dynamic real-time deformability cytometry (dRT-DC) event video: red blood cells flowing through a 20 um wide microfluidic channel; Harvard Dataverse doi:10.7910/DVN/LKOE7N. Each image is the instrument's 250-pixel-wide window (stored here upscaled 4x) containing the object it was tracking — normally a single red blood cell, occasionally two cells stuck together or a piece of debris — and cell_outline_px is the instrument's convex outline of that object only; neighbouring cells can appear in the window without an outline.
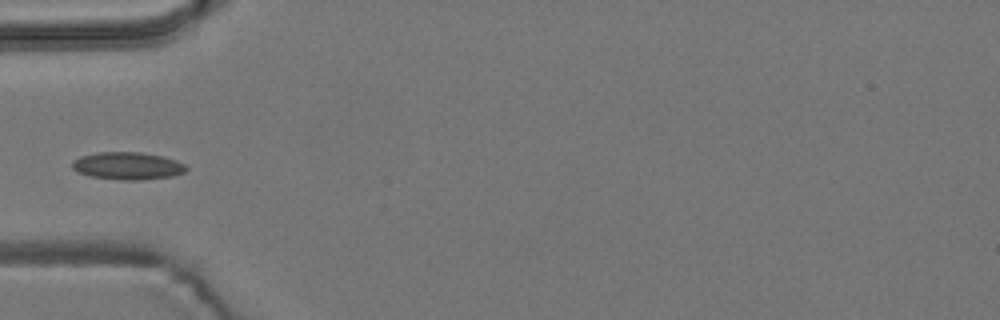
{"species": "common noctule bat (a hibernating species)", "species_latin": "Nyctalus noctula", "temperature_condition": "room temperature", "stored_images_in_passage": 5, "camera_frame_rate_fps": 3000, "um_per_image_px": 0.085, "animal": {"sex": "male", "body_mass_g": 19.2, "forearm_length_mm": 51.8}, "frame": {"image": 1, "passage_image": 1, "time_ms": 0.0, "image_size_px": [1000, 320], "cell_outline_px": [[188, 168], [184, 172], [172, 176], [140, 180], [124, 180], [92, 176], [80, 172], [72, 168], [72, 160], [80, 156], [96, 152], [140, 152], [164, 156], [176, 160], [184, 164]], "centroid_in_image_um": [10.86, 14.08], "position_along_channel_um": 74.1, "area_um2": 18.21}}